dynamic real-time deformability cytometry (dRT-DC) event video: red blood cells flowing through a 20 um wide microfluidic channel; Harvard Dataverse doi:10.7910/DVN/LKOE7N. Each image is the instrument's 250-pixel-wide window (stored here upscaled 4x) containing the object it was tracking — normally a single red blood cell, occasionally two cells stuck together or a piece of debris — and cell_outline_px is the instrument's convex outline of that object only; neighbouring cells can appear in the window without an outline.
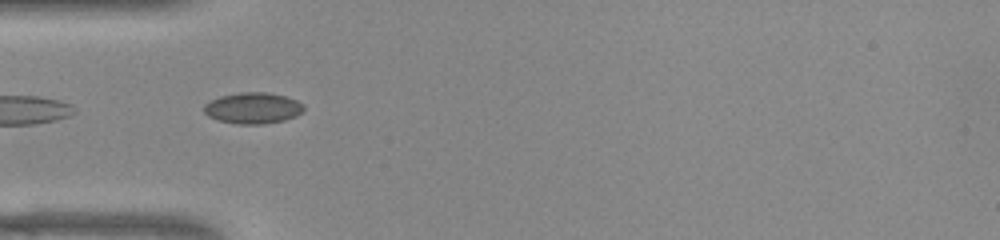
{"species": "common noctule bat (a hibernating species)", "species_latin": "Nyctalus noctula", "temperature_condition": "warm", "stored_images_in_passage": 9, "camera_frame_rate_fps": 3000, "um_per_image_px": 0.085, "animal": {"sex": "female", "body_mass_g": 22.0, "forearm_length_mm": 56.7}, "frame": {"image": 1, "passage_image": 1, "time_ms": 0.0, "image_size_px": [1000, 240], "cell_outline_px": [[304, 112], [296, 116], [284, 120], [264, 124], [236, 124], [216, 120], [208, 116], [204, 112], [204, 104], [220, 96], [240, 92], [264, 92], [284, 96], [296, 100], [304, 104]], "centroid_in_image_um": [21.5, 9.19], "position_along_channel_um": 63.5, "area_um2": 18.21}}
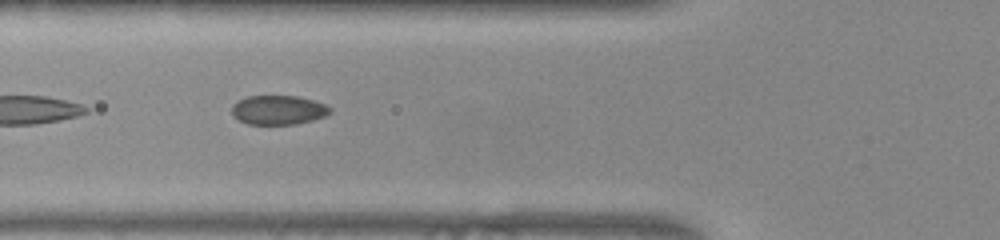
{"frame": {"image": 2, "passage_image": 4, "time_ms": 1.0, "image_size_px": [1000, 240], "cell_outline_px": [[332, 112], [324, 116], [312, 120], [296, 124], [248, 124], [232, 116], [232, 104], [248, 96], [296, 96], [312, 100], [324, 104], [332, 108]], "centroid_in_image_um": [23.65, 9.35], "position_along_channel_um": 102.1, "area_um2": 16.65}}